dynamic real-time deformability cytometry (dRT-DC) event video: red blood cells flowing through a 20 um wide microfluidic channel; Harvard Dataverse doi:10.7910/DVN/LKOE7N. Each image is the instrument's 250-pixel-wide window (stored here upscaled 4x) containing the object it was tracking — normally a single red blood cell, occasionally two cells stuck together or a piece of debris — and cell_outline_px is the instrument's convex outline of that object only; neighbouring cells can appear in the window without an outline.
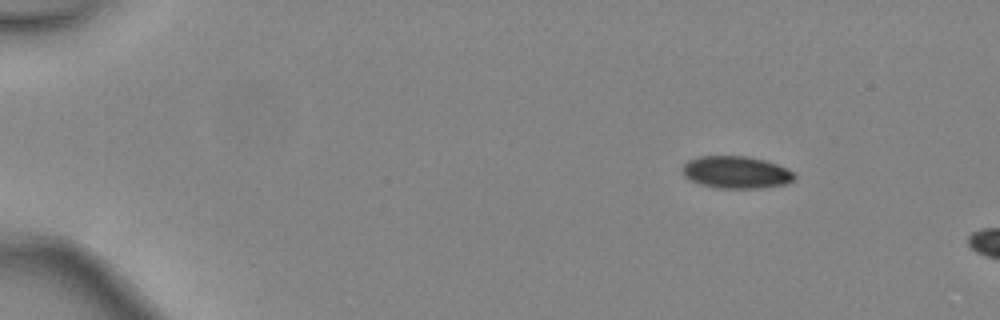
{"species": "common noctule bat (a hibernating species)", "species_latin": "Nyctalus noctula", "temperature_condition": "warm", "stored_images_in_passage": 4, "camera_frame_rate_fps": 3000, "um_per_image_px": 0.085, "animal": {"sex": "female", "body_mass_g": 24.6, "forearm_length_mm": 56.2}, "frame": {"image": 1, "passage_image": 2, "time_ms": 0.333, "image_size_px": [1000, 320], "cell_outline_px": [[796, 176], [792, 180], [784, 184], [764, 188], [720, 188], [700, 184], [684, 176], [680, 172], [680, 168], [688, 160], [700, 156], [748, 156], [764, 160], [788, 168]], "centroid_in_image_um": [62.54, 14.64], "position_along_channel_um": 22.5, "area_um2": 21.1}}